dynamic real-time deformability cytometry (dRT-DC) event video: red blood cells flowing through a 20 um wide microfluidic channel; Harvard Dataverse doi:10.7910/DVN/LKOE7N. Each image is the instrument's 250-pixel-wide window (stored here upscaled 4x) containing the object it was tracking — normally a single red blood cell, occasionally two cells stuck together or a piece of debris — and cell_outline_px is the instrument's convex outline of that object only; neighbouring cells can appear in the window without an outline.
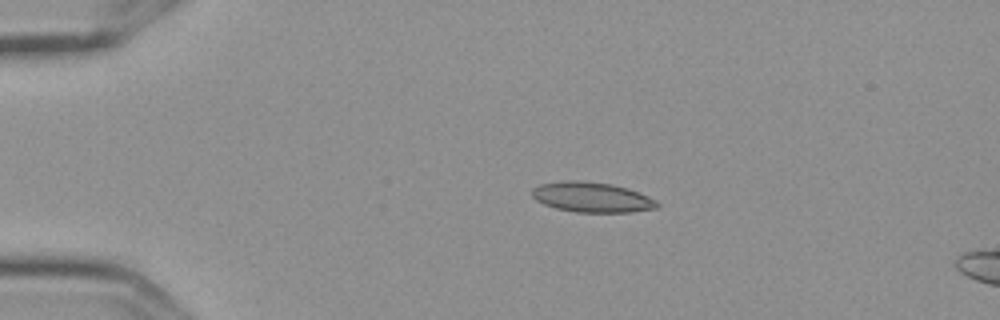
{"species": "Egyptian fruit bat (a non-hibernating species)", "species_latin": "Rousettus aegyptiacus", "temperature_condition": "cold", "stored_images_in_passage": 5, "camera_frame_rate_fps": 3000, "um_per_image_px": 0.085, "frame": {"image": 1, "passage_image": 4, "time_ms": 1.0, "image_size_px": [1000, 320], "cell_outline_px": [[660, 204], [656, 208], [632, 212], [576, 212], [556, 208], [544, 204], [536, 200], [532, 196], [532, 188], [540, 184], [576, 180], [612, 184], [628, 188], [648, 196], [656, 200]], "centroid_in_image_um": [50.33, 16.77], "position_along_channel_um": 34.7, "area_um2": 21.79}}